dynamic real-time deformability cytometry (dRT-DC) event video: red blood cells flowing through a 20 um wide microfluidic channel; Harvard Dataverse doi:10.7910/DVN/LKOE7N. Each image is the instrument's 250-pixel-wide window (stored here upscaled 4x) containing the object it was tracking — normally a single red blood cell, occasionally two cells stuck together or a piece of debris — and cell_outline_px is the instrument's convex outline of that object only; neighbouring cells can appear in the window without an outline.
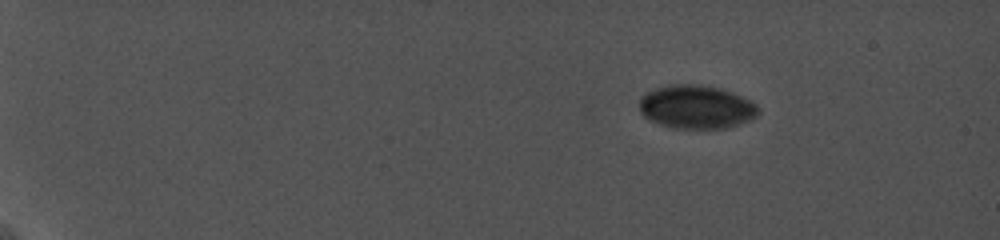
{"species": "common noctule bat (a hibernating species)", "species_latin": "Nyctalus noctula", "temperature_condition": "cold", "stored_images_in_passage": 25, "camera_frame_rate_fps": 5000, "um_per_image_px": 0.085, "animal": {"sex": "female", "body_mass_g": 19.0, "forearm_length_mm": 56.7}, "frame": {"image": 1, "passage_image": 9, "time_ms": 3.2, "image_size_px": [1000, 240], "cell_outline_px": [[760, 112], [756, 116], [740, 124], [728, 128], [676, 128], [660, 124], [648, 120], [640, 112], [640, 96], [644, 92], [668, 84], [696, 84], [720, 88], [732, 92], [752, 100], [760, 108]], "centroid_in_image_um": [59.19, 9.08], "position_along_channel_um": 25.8, "area_um2": 30.46}}
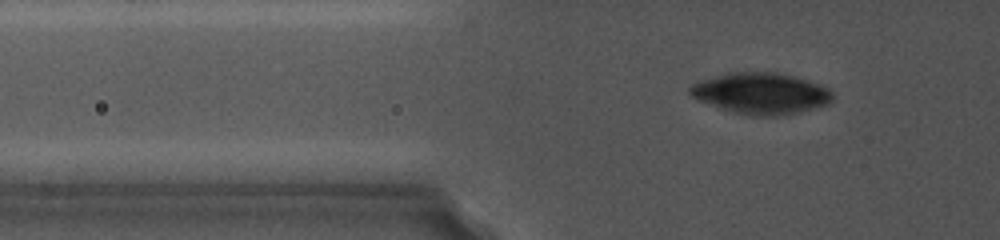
{"frame": {"image": 2, "passage_image": 23, "time_ms": 7.6, "image_size_px": [1000, 240], "cell_outline_px": [[832, 100], [828, 104], [800, 112], [776, 116], [752, 116], [732, 112], [720, 108], [700, 100], [692, 96], [688, 92], [688, 88], [692, 84], [700, 80], [728, 72], [776, 72], [808, 80], [828, 88], [832, 92]], "centroid_in_image_um": [64.67, 7.94], "position_along_channel_um": 61.1, "area_um2": 34.22}}